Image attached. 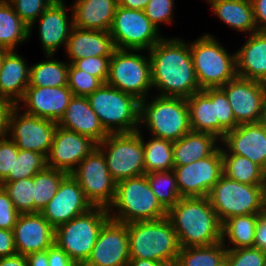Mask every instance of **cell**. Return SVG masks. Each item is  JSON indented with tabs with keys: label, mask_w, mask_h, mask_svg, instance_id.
Instances as JSON below:
<instances>
[{
	"label": "cell",
	"mask_w": 266,
	"mask_h": 266,
	"mask_svg": "<svg viewBox=\"0 0 266 266\" xmlns=\"http://www.w3.org/2000/svg\"><path fill=\"white\" fill-rule=\"evenodd\" d=\"M68 68L69 62H62L58 59L55 60L54 55L46 54L44 60L30 65L28 86H67Z\"/></svg>",
	"instance_id": "cell-35"
},
{
	"label": "cell",
	"mask_w": 266,
	"mask_h": 266,
	"mask_svg": "<svg viewBox=\"0 0 266 266\" xmlns=\"http://www.w3.org/2000/svg\"><path fill=\"white\" fill-rule=\"evenodd\" d=\"M87 99L108 134L139 130L140 101L135 96L105 83Z\"/></svg>",
	"instance_id": "cell-6"
},
{
	"label": "cell",
	"mask_w": 266,
	"mask_h": 266,
	"mask_svg": "<svg viewBox=\"0 0 266 266\" xmlns=\"http://www.w3.org/2000/svg\"><path fill=\"white\" fill-rule=\"evenodd\" d=\"M150 97L140 101L139 128L145 125L151 136L172 142L192 131L186 98Z\"/></svg>",
	"instance_id": "cell-5"
},
{
	"label": "cell",
	"mask_w": 266,
	"mask_h": 266,
	"mask_svg": "<svg viewBox=\"0 0 266 266\" xmlns=\"http://www.w3.org/2000/svg\"><path fill=\"white\" fill-rule=\"evenodd\" d=\"M111 56H94L75 60L72 64L88 74L97 77L103 84L109 75V63Z\"/></svg>",
	"instance_id": "cell-47"
},
{
	"label": "cell",
	"mask_w": 266,
	"mask_h": 266,
	"mask_svg": "<svg viewBox=\"0 0 266 266\" xmlns=\"http://www.w3.org/2000/svg\"><path fill=\"white\" fill-rule=\"evenodd\" d=\"M215 103L216 117L219 123L227 130L235 129L237 123L232 107L225 92L221 88H206L202 90Z\"/></svg>",
	"instance_id": "cell-43"
},
{
	"label": "cell",
	"mask_w": 266,
	"mask_h": 266,
	"mask_svg": "<svg viewBox=\"0 0 266 266\" xmlns=\"http://www.w3.org/2000/svg\"><path fill=\"white\" fill-rule=\"evenodd\" d=\"M49 266H79L56 243L48 248Z\"/></svg>",
	"instance_id": "cell-50"
},
{
	"label": "cell",
	"mask_w": 266,
	"mask_h": 266,
	"mask_svg": "<svg viewBox=\"0 0 266 266\" xmlns=\"http://www.w3.org/2000/svg\"><path fill=\"white\" fill-rule=\"evenodd\" d=\"M66 175L63 171L46 167L33 176L34 213L40 212L49 203Z\"/></svg>",
	"instance_id": "cell-38"
},
{
	"label": "cell",
	"mask_w": 266,
	"mask_h": 266,
	"mask_svg": "<svg viewBox=\"0 0 266 266\" xmlns=\"http://www.w3.org/2000/svg\"><path fill=\"white\" fill-rule=\"evenodd\" d=\"M142 135L145 174L173 170V142L153 136L146 142Z\"/></svg>",
	"instance_id": "cell-36"
},
{
	"label": "cell",
	"mask_w": 266,
	"mask_h": 266,
	"mask_svg": "<svg viewBox=\"0 0 266 266\" xmlns=\"http://www.w3.org/2000/svg\"><path fill=\"white\" fill-rule=\"evenodd\" d=\"M260 214L233 216L222 224V242L227 250L253 247L255 225ZM229 245L227 246V240ZM232 245V247H229Z\"/></svg>",
	"instance_id": "cell-33"
},
{
	"label": "cell",
	"mask_w": 266,
	"mask_h": 266,
	"mask_svg": "<svg viewBox=\"0 0 266 266\" xmlns=\"http://www.w3.org/2000/svg\"><path fill=\"white\" fill-rule=\"evenodd\" d=\"M226 252L222 241L210 246L180 248L174 266H219L225 261Z\"/></svg>",
	"instance_id": "cell-37"
},
{
	"label": "cell",
	"mask_w": 266,
	"mask_h": 266,
	"mask_svg": "<svg viewBox=\"0 0 266 266\" xmlns=\"http://www.w3.org/2000/svg\"><path fill=\"white\" fill-rule=\"evenodd\" d=\"M29 39V26L15 12L8 0H0V46L17 50V46Z\"/></svg>",
	"instance_id": "cell-34"
},
{
	"label": "cell",
	"mask_w": 266,
	"mask_h": 266,
	"mask_svg": "<svg viewBox=\"0 0 266 266\" xmlns=\"http://www.w3.org/2000/svg\"><path fill=\"white\" fill-rule=\"evenodd\" d=\"M213 13L230 29L248 35L257 32L251 0H206Z\"/></svg>",
	"instance_id": "cell-30"
},
{
	"label": "cell",
	"mask_w": 266,
	"mask_h": 266,
	"mask_svg": "<svg viewBox=\"0 0 266 266\" xmlns=\"http://www.w3.org/2000/svg\"><path fill=\"white\" fill-rule=\"evenodd\" d=\"M130 259L160 261L174 266L180 251L177 234L166 216L127 224Z\"/></svg>",
	"instance_id": "cell-3"
},
{
	"label": "cell",
	"mask_w": 266,
	"mask_h": 266,
	"mask_svg": "<svg viewBox=\"0 0 266 266\" xmlns=\"http://www.w3.org/2000/svg\"><path fill=\"white\" fill-rule=\"evenodd\" d=\"M220 139L210 133L189 132L173 142L174 166H183L212 155Z\"/></svg>",
	"instance_id": "cell-29"
},
{
	"label": "cell",
	"mask_w": 266,
	"mask_h": 266,
	"mask_svg": "<svg viewBox=\"0 0 266 266\" xmlns=\"http://www.w3.org/2000/svg\"><path fill=\"white\" fill-rule=\"evenodd\" d=\"M129 260L127 224L109 219L102 226L91 254L82 266H127Z\"/></svg>",
	"instance_id": "cell-17"
},
{
	"label": "cell",
	"mask_w": 266,
	"mask_h": 266,
	"mask_svg": "<svg viewBox=\"0 0 266 266\" xmlns=\"http://www.w3.org/2000/svg\"><path fill=\"white\" fill-rule=\"evenodd\" d=\"M181 248L210 246L222 241V222L208 197H181L167 211Z\"/></svg>",
	"instance_id": "cell-2"
},
{
	"label": "cell",
	"mask_w": 266,
	"mask_h": 266,
	"mask_svg": "<svg viewBox=\"0 0 266 266\" xmlns=\"http://www.w3.org/2000/svg\"><path fill=\"white\" fill-rule=\"evenodd\" d=\"M73 25L83 30L109 32L118 5L117 0H74Z\"/></svg>",
	"instance_id": "cell-27"
},
{
	"label": "cell",
	"mask_w": 266,
	"mask_h": 266,
	"mask_svg": "<svg viewBox=\"0 0 266 266\" xmlns=\"http://www.w3.org/2000/svg\"><path fill=\"white\" fill-rule=\"evenodd\" d=\"M144 11L117 5L109 30L115 48L149 51L163 36Z\"/></svg>",
	"instance_id": "cell-12"
},
{
	"label": "cell",
	"mask_w": 266,
	"mask_h": 266,
	"mask_svg": "<svg viewBox=\"0 0 266 266\" xmlns=\"http://www.w3.org/2000/svg\"><path fill=\"white\" fill-rule=\"evenodd\" d=\"M193 132L210 133L220 140L228 132L218 121L215 103L202 91L186 98Z\"/></svg>",
	"instance_id": "cell-31"
},
{
	"label": "cell",
	"mask_w": 266,
	"mask_h": 266,
	"mask_svg": "<svg viewBox=\"0 0 266 266\" xmlns=\"http://www.w3.org/2000/svg\"><path fill=\"white\" fill-rule=\"evenodd\" d=\"M21 20L29 26V38L36 19L51 5L49 0H8Z\"/></svg>",
	"instance_id": "cell-44"
},
{
	"label": "cell",
	"mask_w": 266,
	"mask_h": 266,
	"mask_svg": "<svg viewBox=\"0 0 266 266\" xmlns=\"http://www.w3.org/2000/svg\"><path fill=\"white\" fill-rule=\"evenodd\" d=\"M110 219L108 208L93 206L55 229V243L79 266L89 258L102 226Z\"/></svg>",
	"instance_id": "cell-9"
},
{
	"label": "cell",
	"mask_w": 266,
	"mask_h": 266,
	"mask_svg": "<svg viewBox=\"0 0 266 266\" xmlns=\"http://www.w3.org/2000/svg\"><path fill=\"white\" fill-rule=\"evenodd\" d=\"M108 212L110 219L125 224L167 216V210L157 200L146 174L117 182L115 199Z\"/></svg>",
	"instance_id": "cell-4"
},
{
	"label": "cell",
	"mask_w": 266,
	"mask_h": 266,
	"mask_svg": "<svg viewBox=\"0 0 266 266\" xmlns=\"http://www.w3.org/2000/svg\"><path fill=\"white\" fill-rule=\"evenodd\" d=\"M258 31L266 32V0H251Z\"/></svg>",
	"instance_id": "cell-53"
},
{
	"label": "cell",
	"mask_w": 266,
	"mask_h": 266,
	"mask_svg": "<svg viewBox=\"0 0 266 266\" xmlns=\"http://www.w3.org/2000/svg\"><path fill=\"white\" fill-rule=\"evenodd\" d=\"M181 197H207L223 175L221 146L210 156L183 166H174Z\"/></svg>",
	"instance_id": "cell-15"
},
{
	"label": "cell",
	"mask_w": 266,
	"mask_h": 266,
	"mask_svg": "<svg viewBox=\"0 0 266 266\" xmlns=\"http://www.w3.org/2000/svg\"><path fill=\"white\" fill-rule=\"evenodd\" d=\"M17 254L13 230L0 228V258Z\"/></svg>",
	"instance_id": "cell-51"
},
{
	"label": "cell",
	"mask_w": 266,
	"mask_h": 266,
	"mask_svg": "<svg viewBox=\"0 0 266 266\" xmlns=\"http://www.w3.org/2000/svg\"><path fill=\"white\" fill-rule=\"evenodd\" d=\"M118 6L127 9L141 10L144 11L149 0H117Z\"/></svg>",
	"instance_id": "cell-57"
},
{
	"label": "cell",
	"mask_w": 266,
	"mask_h": 266,
	"mask_svg": "<svg viewBox=\"0 0 266 266\" xmlns=\"http://www.w3.org/2000/svg\"><path fill=\"white\" fill-rule=\"evenodd\" d=\"M103 83L95 76L76 68L69 63L67 86L74 96L87 97L96 91Z\"/></svg>",
	"instance_id": "cell-42"
},
{
	"label": "cell",
	"mask_w": 266,
	"mask_h": 266,
	"mask_svg": "<svg viewBox=\"0 0 266 266\" xmlns=\"http://www.w3.org/2000/svg\"><path fill=\"white\" fill-rule=\"evenodd\" d=\"M92 207L77 180L71 174H67L61 180L56 194L40 213L56 229Z\"/></svg>",
	"instance_id": "cell-19"
},
{
	"label": "cell",
	"mask_w": 266,
	"mask_h": 266,
	"mask_svg": "<svg viewBox=\"0 0 266 266\" xmlns=\"http://www.w3.org/2000/svg\"><path fill=\"white\" fill-rule=\"evenodd\" d=\"M64 49L68 62L73 63L87 57L112 56L116 48L109 32L73 27Z\"/></svg>",
	"instance_id": "cell-25"
},
{
	"label": "cell",
	"mask_w": 266,
	"mask_h": 266,
	"mask_svg": "<svg viewBox=\"0 0 266 266\" xmlns=\"http://www.w3.org/2000/svg\"><path fill=\"white\" fill-rule=\"evenodd\" d=\"M223 174L237 182L248 185H266V172L246 157L229 154L221 147Z\"/></svg>",
	"instance_id": "cell-32"
},
{
	"label": "cell",
	"mask_w": 266,
	"mask_h": 266,
	"mask_svg": "<svg viewBox=\"0 0 266 266\" xmlns=\"http://www.w3.org/2000/svg\"><path fill=\"white\" fill-rule=\"evenodd\" d=\"M51 3H64L65 0H49Z\"/></svg>",
	"instance_id": "cell-61"
},
{
	"label": "cell",
	"mask_w": 266,
	"mask_h": 266,
	"mask_svg": "<svg viewBox=\"0 0 266 266\" xmlns=\"http://www.w3.org/2000/svg\"><path fill=\"white\" fill-rule=\"evenodd\" d=\"M175 0H149L144 9L145 15L159 29L160 24H171L174 18Z\"/></svg>",
	"instance_id": "cell-46"
},
{
	"label": "cell",
	"mask_w": 266,
	"mask_h": 266,
	"mask_svg": "<svg viewBox=\"0 0 266 266\" xmlns=\"http://www.w3.org/2000/svg\"><path fill=\"white\" fill-rule=\"evenodd\" d=\"M57 126L89 137L97 144L101 143L108 136L98 116L91 109L87 97L82 96H74L70 100L64 117Z\"/></svg>",
	"instance_id": "cell-24"
},
{
	"label": "cell",
	"mask_w": 266,
	"mask_h": 266,
	"mask_svg": "<svg viewBox=\"0 0 266 266\" xmlns=\"http://www.w3.org/2000/svg\"><path fill=\"white\" fill-rule=\"evenodd\" d=\"M17 145L8 137L0 139V183L13 173L14 158L18 157Z\"/></svg>",
	"instance_id": "cell-48"
},
{
	"label": "cell",
	"mask_w": 266,
	"mask_h": 266,
	"mask_svg": "<svg viewBox=\"0 0 266 266\" xmlns=\"http://www.w3.org/2000/svg\"><path fill=\"white\" fill-rule=\"evenodd\" d=\"M71 175L92 206L108 208L113 203L116 182L109 173L105 156L98 148L80 162Z\"/></svg>",
	"instance_id": "cell-13"
},
{
	"label": "cell",
	"mask_w": 266,
	"mask_h": 266,
	"mask_svg": "<svg viewBox=\"0 0 266 266\" xmlns=\"http://www.w3.org/2000/svg\"><path fill=\"white\" fill-rule=\"evenodd\" d=\"M19 215L8 193L0 186V228L13 230Z\"/></svg>",
	"instance_id": "cell-49"
},
{
	"label": "cell",
	"mask_w": 266,
	"mask_h": 266,
	"mask_svg": "<svg viewBox=\"0 0 266 266\" xmlns=\"http://www.w3.org/2000/svg\"><path fill=\"white\" fill-rule=\"evenodd\" d=\"M225 261L227 266H264L266 252L254 247L227 250Z\"/></svg>",
	"instance_id": "cell-45"
},
{
	"label": "cell",
	"mask_w": 266,
	"mask_h": 266,
	"mask_svg": "<svg viewBox=\"0 0 266 266\" xmlns=\"http://www.w3.org/2000/svg\"><path fill=\"white\" fill-rule=\"evenodd\" d=\"M258 124L262 127V129L266 132V103L264 104L262 113L260 115Z\"/></svg>",
	"instance_id": "cell-59"
},
{
	"label": "cell",
	"mask_w": 266,
	"mask_h": 266,
	"mask_svg": "<svg viewBox=\"0 0 266 266\" xmlns=\"http://www.w3.org/2000/svg\"><path fill=\"white\" fill-rule=\"evenodd\" d=\"M147 180L157 200L168 211L181 198L173 170L158 171L146 174Z\"/></svg>",
	"instance_id": "cell-39"
},
{
	"label": "cell",
	"mask_w": 266,
	"mask_h": 266,
	"mask_svg": "<svg viewBox=\"0 0 266 266\" xmlns=\"http://www.w3.org/2000/svg\"><path fill=\"white\" fill-rule=\"evenodd\" d=\"M73 97L74 95L68 86H28L23 98L16 106L21 109L23 108L21 106H25L23 109L25 113L49 119L58 124L64 117L67 106Z\"/></svg>",
	"instance_id": "cell-20"
},
{
	"label": "cell",
	"mask_w": 266,
	"mask_h": 266,
	"mask_svg": "<svg viewBox=\"0 0 266 266\" xmlns=\"http://www.w3.org/2000/svg\"><path fill=\"white\" fill-rule=\"evenodd\" d=\"M13 106L9 100L0 97V139L7 136L8 116Z\"/></svg>",
	"instance_id": "cell-54"
},
{
	"label": "cell",
	"mask_w": 266,
	"mask_h": 266,
	"mask_svg": "<svg viewBox=\"0 0 266 266\" xmlns=\"http://www.w3.org/2000/svg\"><path fill=\"white\" fill-rule=\"evenodd\" d=\"M64 3L51 5L36 19L39 23L38 32L44 55H54L61 46L66 48L73 25V14L68 17Z\"/></svg>",
	"instance_id": "cell-23"
},
{
	"label": "cell",
	"mask_w": 266,
	"mask_h": 266,
	"mask_svg": "<svg viewBox=\"0 0 266 266\" xmlns=\"http://www.w3.org/2000/svg\"><path fill=\"white\" fill-rule=\"evenodd\" d=\"M95 149L97 143L89 137L57 126L46 157L47 167L71 174Z\"/></svg>",
	"instance_id": "cell-18"
},
{
	"label": "cell",
	"mask_w": 266,
	"mask_h": 266,
	"mask_svg": "<svg viewBox=\"0 0 266 266\" xmlns=\"http://www.w3.org/2000/svg\"><path fill=\"white\" fill-rule=\"evenodd\" d=\"M9 50L0 46V71L2 69L3 59Z\"/></svg>",
	"instance_id": "cell-60"
},
{
	"label": "cell",
	"mask_w": 266,
	"mask_h": 266,
	"mask_svg": "<svg viewBox=\"0 0 266 266\" xmlns=\"http://www.w3.org/2000/svg\"><path fill=\"white\" fill-rule=\"evenodd\" d=\"M16 105L8 116L7 136L20 150L34 151L47 157L57 123L25 113ZM23 111V112H22Z\"/></svg>",
	"instance_id": "cell-14"
},
{
	"label": "cell",
	"mask_w": 266,
	"mask_h": 266,
	"mask_svg": "<svg viewBox=\"0 0 266 266\" xmlns=\"http://www.w3.org/2000/svg\"><path fill=\"white\" fill-rule=\"evenodd\" d=\"M46 167L47 158L45 155L19 149L18 157L14 158L13 173H9L2 182H14L23 178L33 177Z\"/></svg>",
	"instance_id": "cell-40"
},
{
	"label": "cell",
	"mask_w": 266,
	"mask_h": 266,
	"mask_svg": "<svg viewBox=\"0 0 266 266\" xmlns=\"http://www.w3.org/2000/svg\"><path fill=\"white\" fill-rule=\"evenodd\" d=\"M148 52L152 87L156 88V95L187 98L201 90L189 42L181 38L163 37Z\"/></svg>",
	"instance_id": "cell-1"
},
{
	"label": "cell",
	"mask_w": 266,
	"mask_h": 266,
	"mask_svg": "<svg viewBox=\"0 0 266 266\" xmlns=\"http://www.w3.org/2000/svg\"><path fill=\"white\" fill-rule=\"evenodd\" d=\"M0 186L8 193L19 213H34L33 177L14 182H1Z\"/></svg>",
	"instance_id": "cell-41"
},
{
	"label": "cell",
	"mask_w": 266,
	"mask_h": 266,
	"mask_svg": "<svg viewBox=\"0 0 266 266\" xmlns=\"http://www.w3.org/2000/svg\"><path fill=\"white\" fill-rule=\"evenodd\" d=\"M17 254H29L47 250L55 243V229L40 212L20 213L13 228Z\"/></svg>",
	"instance_id": "cell-21"
},
{
	"label": "cell",
	"mask_w": 266,
	"mask_h": 266,
	"mask_svg": "<svg viewBox=\"0 0 266 266\" xmlns=\"http://www.w3.org/2000/svg\"><path fill=\"white\" fill-rule=\"evenodd\" d=\"M253 247L266 252V215L264 213L257 217Z\"/></svg>",
	"instance_id": "cell-52"
},
{
	"label": "cell",
	"mask_w": 266,
	"mask_h": 266,
	"mask_svg": "<svg viewBox=\"0 0 266 266\" xmlns=\"http://www.w3.org/2000/svg\"><path fill=\"white\" fill-rule=\"evenodd\" d=\"M207 197L223 224L233 216L263 214L266 208V185L240 183L223 174Z\"/></svg>",
	"instance_id": "cell-8"
},
{
	"label": "cell",
	"mask_w": 266,
	"mask_h": 266,
	"mask_svg": "<svg viewBox=\"0 0 266 266\" xmlns=\"http://www.w3.org/2000/svg\"><path fill=\"white\" fill-rule=\"evenodd\" d=\"M15 50H9L0 71V97L17 105L29 85L30 66Z\"/></svg>",
	"instance_id": "cell-28"
},
{
	"label": "cell",
	"mask_w": 266,
	"mask_h": 266,
	"mask_svg": "<svg viewBox=\"0 0 266 266\" xmlns=\"http://www.w3.org/2000/svg\"><path fill=\"white\" fill-rule=\"evenodd\" d=\"M28 266H49L48 265V249L38 251L26 256Z\"/></svg>",
	"instance_id": "cell-55"
},
{
	"label": "cell",
	"mask_w": 266,
	"mask_h": 266,
	"mask_svg": "<svg viewBox=\"0 0 266 266\" xmlns=\"http://www.w3.org/2000/svg\"><path fill=\"white\" fill-rule=\"evenodd\" d=\"M127 266H171L168 263L147 259H130Z\"/></svg>",
	"instance_id": "cell-58"
},
{
	"label": "cell",
	"mask_w": 266,
	"mask_h": 266,
	"mask_svg": "<svg viewBox=\"0 0 266 266\" xmlns=\"http://www.w3.org/2000/svg\"><path fill=\"white\" fill-rule=\"evenodd\" d=\"M143 50L115 49L109 63L106 84L135 96L139 101L147 99L153 88L151 62L139 52Z\"/></svg>",
	"instance_id": "cell-10"
},
{
	"label": "cell",
	"mask_w": 266,
	"mask_h": 266,
	"mask_svg": "<svg viewBox=\"0 0 266 266\" xmlns=\"http://www.w3.org/2000/svg\"><path fill=\"white\" fill-rule=\"evenodd\" d=\"M0 266H28V262L26 256L15 254L0 258Z\"/></svg>",
	"instance_id": "cell-56"
},
{
	"label": "cell",
	"mask_w": 266,
	"mask_h": 266,
	"mask_svg": "<svg viewBox=\"0 0 266 266\" xmlns=\"http://www.w3.org/2000/svg\"><path fill=\"white\" fill-rule=\"evenodd\" d=\"M221 89L227 95L239 125L258 123L266 103V88L263 82L236 76Z\"/></svg>",
	"instance_id": "cell-16"
},
{
	"label": "cell",
	"mask_w": 266,
	"mask_h": 266,
	"mask_svg": "<svg viewBox=\"0 0 266 266\" xmlns=\"http://www.w3.org/2000/svg\"><path fill=\"white\" fill-rule=\"evenodd\" d=\"M220 143L229 154L246 157L266 172V132L258 123L238 125Z\"/></svg>",
	"instance_id": "cell-22"
},
{
	"label": "cell",
	"mask_w": 266,
	"mask_h": 266,
	"mask_svg": "<svg viewBox=\"0 0 266 266\" xmlns=\"http://www.w3.org/2000/svg\"><path fill=\"white\" fill-rule=\"evenodd\" d=\"M213 35L202 34L189 42L194 70L201 90L221 88L234 79L236 74V52L228 53Z\"/></svg>",
	"instance_id": "cell-7"
},
{
	"label": "cell",
	"mask_w": 266,
	"mask_h": 266,
	"mask_svg": "<svg viewBox=\"0 0 266 266\" xmlns=\"http://www.w3.org/2000/svg\"><path fill=\"white\" fill-rule=\"evenodd\" d=\"M236 51V74L238 77L266 81V32H254Z\"/></svg>",
	"instance_id": "cell-26"
},
{
	"label": "cell",
	"mask_w": 266,
	"mask_h": 266,
	"mask_svg": "<svg viewBox=\"0 0 266 266\" xmlns=\"http://www.w3.org/2000/svg\"><path fill=\"white\" fill-rule=\"evenodd\" d=\"M142 130L133 133L108 134L97 148L105 156L114 181L145 174Z\"/></svg>",
	"instance_id": "cell-11"
},
{
	"label": "cell",
	"mask_w": 266,
	"mask_h": 266,
	"mask_svg": "<svg viewBox=\"0 0 266 266\" xmlns=\"http://www.w3.org/2000/svg\"><path fill=\"white\" fill-rule=\"evenodd\" d=\"M219 266H227L226 265V261H224L221 265H219Z\"/></svg>",
	"instance_id": "cell-62"
}]
</instances>
